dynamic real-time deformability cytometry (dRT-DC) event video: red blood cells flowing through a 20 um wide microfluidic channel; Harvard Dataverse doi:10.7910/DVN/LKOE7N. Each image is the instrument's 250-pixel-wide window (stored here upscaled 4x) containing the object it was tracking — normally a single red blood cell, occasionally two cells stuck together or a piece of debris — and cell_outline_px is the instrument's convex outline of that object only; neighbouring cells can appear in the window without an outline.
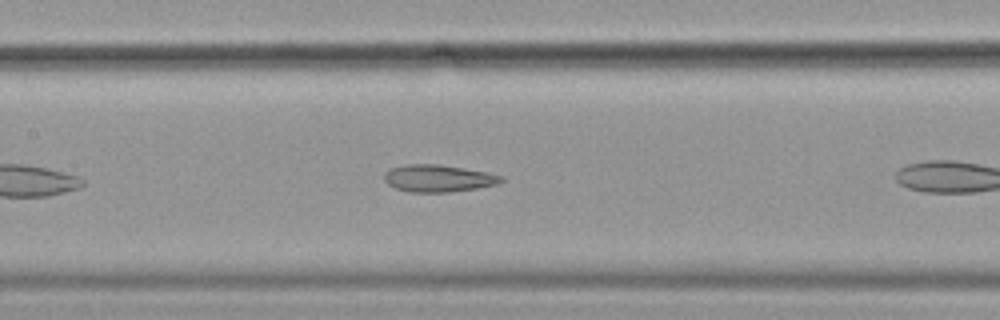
{"species": "common noctule bat (a hibernating species)", "species_latin": "Nyctalus noctula", "temperature_condition": "cold", "stored_images_in_passage": 26, "camera_frame_rate_fps": 3000, "um_per_image_px": 0.085, "animal": {"sex": "female", "body_mass_g": 19.9}, "frame": {"image": 1, "passage_image": 12, "time_ms": 3.667, "image_size_px": [1000, 320], "cell_outline_px": [[504, 180], [496, 184], [476, 188], [448, 192], [408, 192], [396, 188], [388, 184], [384, 180], [384, 172], [392, 168], [408, 164], [436, 164], [488, 172], [504, 176]], "centroid_in_image_um": [37.25, 15.16], "position_along_channel_um": 170.2, "area_um2": 18.38}}